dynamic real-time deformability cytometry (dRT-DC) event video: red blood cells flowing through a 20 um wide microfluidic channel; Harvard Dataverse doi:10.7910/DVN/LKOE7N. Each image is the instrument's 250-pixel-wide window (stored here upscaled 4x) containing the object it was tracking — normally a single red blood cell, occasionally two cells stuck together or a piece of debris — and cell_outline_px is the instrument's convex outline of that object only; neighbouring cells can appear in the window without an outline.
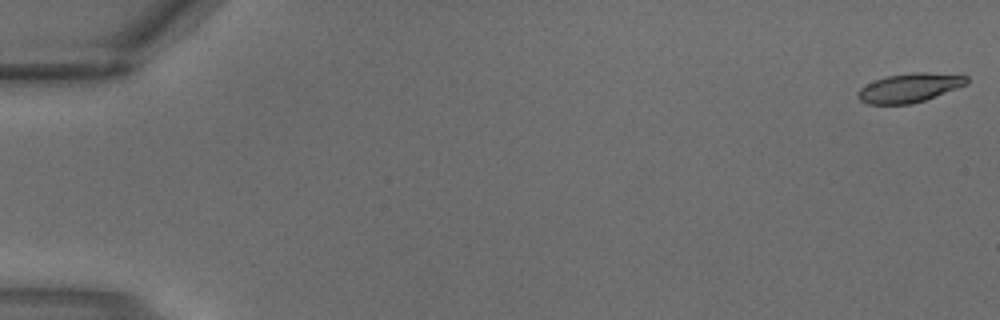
{"species": "common noctule bat (a hibernating species)", "species_latin": "Nyctalus noctula", "temperature_condition": "warm", "stored_images_in_passage": 2, "camera_frame_rate_fps": 3000, "um_per_image_px": 0.085, "animal": {"sex": "male", "body_mass_g": 18.8}, "frame": {"image": 1, "passage_image": 1, "time_ms": 0.0, "image_size_px": [1000, 320], "cell_outline_px": [[968, 84], [924, 100], [912, 104], [868, 104], [860, 100], [856, 96], [856, 92], [860, 88], [884, 76], [912, 72], [924, 72], [968, 76]], "centroid_in_image_um": [77.28, 7.46], "position_along_channel_um": 7.7, "area_um2": 18.32}}